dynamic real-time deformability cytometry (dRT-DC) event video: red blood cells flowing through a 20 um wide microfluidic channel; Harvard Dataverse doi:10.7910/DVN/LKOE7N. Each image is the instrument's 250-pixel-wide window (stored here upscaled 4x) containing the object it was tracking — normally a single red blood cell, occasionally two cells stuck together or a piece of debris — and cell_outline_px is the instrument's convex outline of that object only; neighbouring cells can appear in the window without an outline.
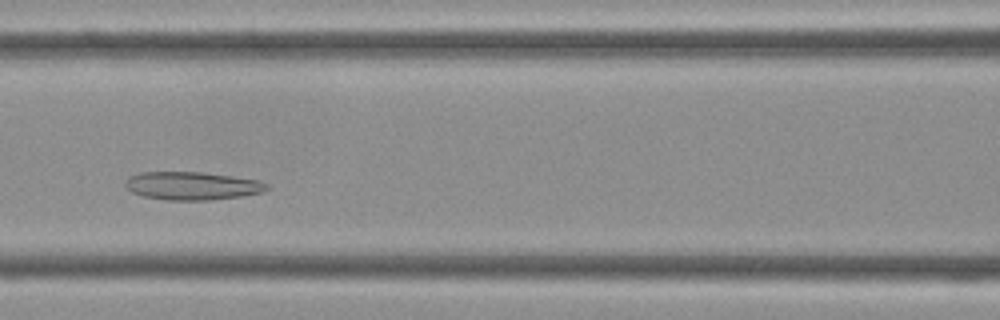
{"species": "Egyptian fruit bat (a non-hibernating species)", "species_latin": "Rousettus aegyptiacus", "temperature_condition": "cold", "stored_images_in_passage": 38, "camera_frame_rate_fps": 3000, "um_per_image_px": 0.085, "frame": {"image": 1, "passage_image": 12, "time_ms": 3.667, "image_size_px": [1000, 320], "cell_outline_px": [[268, 188], [264, 192], [240, 196], [212, 200], [168, 200], [144, 196], [132, 192], [124, 184], [128, 176], [140, 172], [200, 172], [232, 176], [260, 180], [268, 184]], "centroid_in_image_um": [16.34, 15.79], "position_along_channel_um": 150.3, "area_um2": 23.18}}
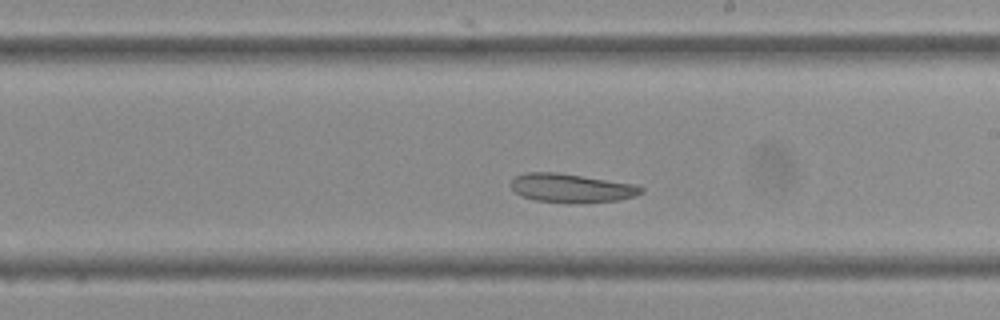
{"frame": {"image": 2, "passage_image": 18, "time_ms": 5.667, "image_size_px": [1000, 320], "cell_outline_px": [[644, 192], [636, 196], [620, 200], [568, 204], [536, 200], [520, 196], [508, 184], [516, 176], [528, 172], [556, 172], [636, 184], [644, 188]], "centroid_in_image_um": [48.58, 16.0], "position_along_channel_um": 240.4, "area_um2": 22.14}}
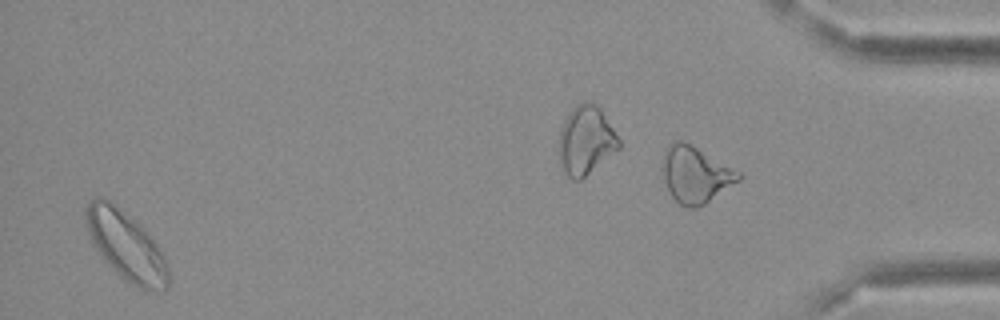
{"frame": {"image": 3, "passage_image": 36, "time_ms": 11.667, "image_size_px": [1000, 320], "cell_outline_px": [[168, 288], [164, 292], [148, 292], [132, 284], [120, 276], [104, 260], [92, 244], [88, 236], [84, 216], [84, 212], [88, 204], [96, 196], [100, 196], [108, 200], [140, 224], [152, 236], [164, 256], [168, 268]], "centroid_in_image_um": [10.72, 20.91], "position_along_channel_um": 424.5, "area_um2": 33.47}}